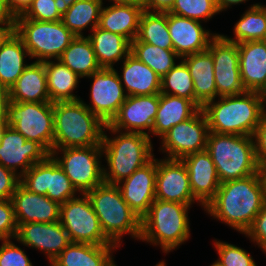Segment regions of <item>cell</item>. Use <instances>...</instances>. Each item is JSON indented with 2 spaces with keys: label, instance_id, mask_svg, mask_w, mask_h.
Masks as SVG:
<instances>
[{
  "label": "cell",
  "instance_id": "d4e9b609",
  "mask_svg": "<svg viewBox=\"0 0 266 266\" xmlns=\"http://www.w3.org/2000/svg\"><path fill=\"white\" fill-rule=\"evenodd\" d=\"M239 70L246 91L266 93V45L262 40L238 43Z\"/></svg>",
  "mask_w": 266,
  "mask_h": 266
},
{
  "label": "cell",
  "instance_id": "f1b7e54d",
  "mask_svg": "<svg viewBox=\"0 0 266 266\" xmlns=\"http://www.w3.org/2000/svg\"><path fill=\"white\" fill-rule=\"evenodd\" d=\"M199 110L200 108L187 98L159 93V107L152 135L161 138L173 126L193 117Z\"/></svg>",
  "mask_w": 266,
  "mask_h": 266
},
{
  "label": "cell",
  "instance_id": "7c38bea8",
  "mask_svg": "<svg viewBox=\"0 0 266 266\" xmlns=\"http://www.w3.org/2000/svg\"><path fill=\"white\" fill-rule=\"evenodd\" d=\"M20 183L30 192L46 195L60 205L78 194L68 176L51 155L31 166L21 176Z\"/></svg>",
  "mask_w": 266,
  "mask_h": 266
},
{
  "label": "cell",
  "instance_id": "f35d334b",
  "mask_svg": "<svg viewBox=\"0 0 266 266\" xmlns=\"http://www.w3.org/2000/svg\"><path fill=\"white\" fill-rule=\"evenodd\" d=\"M160 93L187 98L195 103L193 79L182 60L161 78Z\"/></svg>",
  "mask_w": 266,
  "mask_h": 266
},
{
  "label": "cell",
  "instance_id": "d590c367",
  "mask_svg": "<svg viewBox=\"0 0 266 266\" xmlns=\"http://www.w3.org/2000/svg\"><path fill=\"white\" fill-rule=\"evenodd\" d=\"M133 41H141L163 49H173L168 30V12L143 11L137 37Z\"/></svg>",
  "mask_w": 266,
  "mask_h": 266
},
{
  "label": "cell",
  "instance_id": "816d5d0a",
  "mask_svg": "<svg viewBox=\"0 0 266 266\" xmlns=\"http://www.w3.org/2000/svg\"><path fill=\"white\" fill-rule=\"evenodd\" d=\"M15 33V22L0 23V49L8 41V39Z\"/></svg>",
  "mask_w": 266,
  "mask_h": 266
},
{
  "label": "cell",
  "instance_id": "30bf717a",
  "mask_svg": "<svg viewBox=\"0 0 266 266\" xmlns=\"http://www.w3.org/2000/svg\"><path fill=\"white\" fill-rule=\"evenodd\" d=\"M7 126L27 140L39 143L49 154L53 150L54 114L52 102H12L8 106Z\"/></svg>",
  "mask_w": 266,
  "mask_h": 266
},
{
  "label": "cell",
  "instance_id": "91938a15",
  "mask_svg": "<svg viewBox=\"0 0 266 266\" xmlns=\"http://www.w3.org/2000/svg\"><path fill=\"white\" fill-rule=\"evenodd\" d=\"M117 1H134V2H139V3L142 2V0H117Z\"/></svg>",
  "mask_w": 266,
  "mask_h": 266
},
{
  "label": "cell",
  "instance_id": "ba28073f",
  "mask_svg": "<svg viewBox=\"0 0 266 266\" xmlns=\"http://www.w3.org/2000/svg\"><path fill=\"white\" fill-rule=\"evenodd\" d=\"M15 33L22 39L30 59L39 62L59 59L75 38L62 21L15 19Z\"/></svg>",
  "mask_w": 266,
  "mask_h": 266
},
{
  "label": "cell",
  "instance_id": "9f6ffc18",
  "mask_svg": "<svg viewBox=\"0 0 266 266\" xmlns=\"http://www.w3.org/2000/svg\"><path fill=\"white\" fill-rule=\"evenodd\" d=\"M6 126H7V121H0V140H1L2 132Z\"/></svg>",
  "mask_w": 266,
  "mask_h": 266
},
{
  "label": "cell",
  "instance_id": "680465c9",
  "mask_svg": "<svg viewBox=\"0 0 266 266\" xmlns=\"http://www.w3.org/2000/svg\"><path fill=\"white\" fill-rule=\"evenodd\" d=\"M116 262L114 261V259L109 263L108 266H118L115 264ZM163 264H165V261L162 260L161 262L157 263L155 266H162Z\"/></svg>",
  "mask_w": 266,
  "mask_h": 266
},
{
  "label": "cell",
  "instance_id": "ffe728a7",
  "mask_svg": "<svg viewBox=\"0 0 266 266\" xmlns=\"http://www.w3.org/2000/svg\"><path fill=\"white\" fill-rule=\"evenodd\" d=\"M156 171L157 159L153 157L117 184L125 202L141 219L155 200Z\"/></svg>",
  "mask_w": 266,
  "mask_h": 266
},
{
  "label": "cell",
  "instance_id": "d6a6232c",
  "mask_svg": "<svg viewBox=\"0 0 266 266\" xmlns=\"http://www.w3.org/2000/svg\"><path fill=\"white\" fill-rule=\"evenodd\" d=\"M27 56L30 58L22 39L14 33L0 49V84L10 89L29 65Z\"/></svg>",
  "mask_w": 266,
  "mask_h": 266
},
{
  "label": "cell",
  "instance_id": "484cf974",
  "mask_svg": "<svg viewBox=\"0 0 266 266\" xmlns=\"http://www.w3.org/2000/svg\"><path fill=\"white\" fill-rule=\"evenodd\" d=\"M193 79L195 104L201 109L206 103L217 99L214 62L207 49L181 59Z\"/></svg>",
  "mask_w": 266,
  "mask_h": 266
},
{
  "label": "cell",
  "instance_id": "1f68e13d",
  "mask_svg": "<svg viewBox=\"0 0 266 266\" xmlns=\"http://www.w3.org/2000/svg\"><path fill=\"white\" fill-rule=\"evenodd\" d=\"M56 61V62H55ZM46 70L47 91L50 102H65L81 100L74 94L80 82L79 77L59 59L43 61Z\"/></svg>",
  "mask_w": 266,
  "mask_h": 266
},
{
  "label": "cell",
  "instance_id": "f907efd6",
  "mask_svg": "<svg viewBox=\"0 0 266 266\" xmlns=\"http://www.w3.org/2000/svg\"><path fill=\"white\" fill-rule=\"evenodd\" d=\"M31 3L32 0H6L7 8L14 17L22 15Z\"/></svg>",
  "mask_w": 266,
  "mask_h": 266
},
{
  "label": "cell",
  "instance_id": "9a60e30c",
  "mask_svg": "<svg viewBox=\"0 0 266 266\" xmlns=\"http://www.w3.org/2000/svg\"><path fill=\"white\" fill-rule=\"evenodd\" d=\"M208 122L202 109L193 117L173 126L161 137L162 153L166 158L182 159L184 156L206 150Z\"/></svg>",
  "mask_w": 266,
  "mask_h": 266
},
{
  "label": "cell",
  "instance_id": "6f0895ef",
  "mask_svg": "<svg viewBox=\"0 0 266 266\" xmlns=\"http://www.w3.org/2000/svg\"><path fill=\"white\" fill-rule=\"evenodd\" d=\"M261 172L263 174V178H264L265 185H266V162L261 166Z\"/></svg>",
  "mask_w": 266,
  "mask_h": 266
},
{
  "label": "cell",
  "instance_id": "94428289",
  "mask_svg": "<svg viewBox=\"0 0 266 266\" xmlns=\"http://www.w3.org/2000/svg\"><path fill=\"white\" fill-rule=\"evenodd\" d=\"M262 41H263L264 44L266 45V36H265V38H264Z\"/></svg>",
  "mask_w": 266,
  "mask_h": 266
},
{
  "label": "cell",
  "instance_id": "f6af8a7d",
  "mask_svg": "<svg viewBox=\"0 0 266 266\" xmlns=\"http://www.w3.org/2000/svg\"><path fill=\"white\" fill-rule=\"evenodd\" d=\"M244 235L266 253V203Z\"/></svg>",
  "mask_w": 266,
  "mask_h": 266
},
{
  "label": "cell",
  "instance_id": "f546056e",
  "mask_svg": "<svg viewBox=\"0 0 266 266\" xmlns=\"http://www.w3.org/2000/svg\"><path fill=\"white\" fill-rule=\"evenodd\" d=\"M116 245L71 242L51 263L53 266H108Z\"/></svg>",
  "mask_w": 266,
  "mask_h": 266
},
{
  "label": "cell",
  "instance_id": "ee69618b",
  "mask_svg": "<svg viewBox=\"0 0 266 266\" xmlns=\"http://www.w3.org/2000/svg\"><path fill=\"white\" fill-rule=\"evenodd\" d=\"M17 226L11 199L0 200V240L15 239Z\"/></svg>",
  "mask_w": 266,
  "mask_h": 266
},
{
  "label": "cell",
  "instance_id": "bcb514c9",
  "mask_svg": "<svg viewBox=\"0 0 266 266\" xmlns=\"http://www.w3.org/2000/svg\"><path fill=\"white\" fill-rule=\"evenodd\" d=\"M20 181L19 175L0 164V200H10Z\"/></svg>",
  "mask_w": 266,
  "mask_h": 266
},
{
  "label": "cell",
  "instance_id": "d6986e66",
  "mask_svg": "<svg viewBox=\"0 0 266 266\" xmlns=\"http://www.w3.org/2000/svg\"><path fill=\"white\" fill-rule=\"evenodd\" d=\"M15 240L26 247L39 249L52 263L71 243L60 221L52 223H17Z\"/></svg>",
  "mask_w": 266,
  "mask_h": 266
},
{
  "label": "cell",
  "instance_id": "3957f363",
  "mask_svg": "<svg viewBox=\"0 0 266 266\" xmlns=\"http://www.w3.org/2000/svg\"><path fill=\"white\" fill-rule=\"evenodd\" d=\"M107 129L115 137H108ZM151 137L142 133L121 132L105 125L102 153L108 167L103 166L104 183L117 185L153 157Z\"/></svg>",
  "mask_w": 266,
  "mask_h": 266
},
{
  "label": "cell",
  "instance_id": "7bdbcfd3",
  "mask_svg": "<svg viewBox=\"0 0 266 266\" xmlns=\"http://www.w3.org/2000/svg\"><path fill=\"white\" fill-rule=\"evenodd\" d=\"M0 241V266H33L25 251L11 239Z\"/></svg>",
  "mask_w": 266,
  "mask_h": 266
},
{
  "label": "cell",
  "instance_id": "681fc988",
  "mask_svg": "<svg viewBox=\"0 0 266 266\" xmlns=\"http://www.w3.org/2000/svg\"><path fill=\"white\" fill-rule=\"evenodd\" d=\"M10 103L9 88L0 84V121L8 120V106Z\"/></svg>",
  "mask_w": 266,
  "mask_h": 266
},
{
  "label": "cell",
  "instance_id": "9c48e42d",
  "mask_svg": "<svg viewBox=\"0 0 266 266\" xmlns=\"http://www.w3.org/2000/svg\"><path fill=\"white\" fill-rule=\"evenodd\" d=\"M50 155L79 194H86L104 183L101 145L53 148Z\"/></svg>",
  "mask_w": 266,
  "mask_h": 266
},
{
  "label": "cell",
  "instance_id": "83f0119b",
  "mask_svg": "<svg viewBox=\"0 0 266 266\" xmlns=\"http://www.w3.org/2000/svg\"><path fill=\"white\" fill-rule=\"evenodd\" d=\"M9 91L12 102H50L44 63H30Z\"/></svg>",
  "mask_w": 266,
  "mask_h": 266
},
{
  "label": "cell",
  "instance_id": "52a82bcc",
  "mask_svg": "<svg viewBox=\"0 0 266 266\" xmlns=\"http://www.w3.org/2000/svg\"><path fill=\"white\" fill-rule=\"evenodd\" d=\"M206 151L214 162L220 183L242 179L261 171L253 136L209 131Z\"/></svg>",
  "mask_w": 266,
  "mask_h": 266
},
{
  "label": "cell",
  "instance_id": "e575fe53",
  "mask_svg": "<svg viewBox=\"0 0 266 266\" xmlns=\"http://www.w3.org/2000/svg\"><path fill=\"white\" fill-rule=\"evenodd\" d=\"M103 4V0H76L62 11L61 21L75 36H84L88 26L90 31L98 26Z\"/></svg>",
  "mask_w": 266,
  "mask_h": 266
},
{
  "label": "cell",
  "instance_id": "11a10c76",
  "mask_svg": "<svg viewBox=\"0 0 266 266\" xmlns=\"http://www.w3.org/2000/svg\"><path fill=\"white\" fill-rule=\"evenodd\" d=\"M61 10L69 8L76 0H58Z\"/></svg>",
  "mask_w": 266,
  "mask_h": 266
},
{
  "label": "cell",
  "instance_id": "ab89813d",
  "mask_svg": "<svg viewBox=\"0 0 266 266\" xmlns=\"http://www.w3.org/2000/svg\"><path fill=\"white\" fill-rule=\"evenodd\" d=\"M168 12L200 22H207L219 13L216 0H175Z\"/></svg>",
  "mask_w": 266,
  "mask_h": 266
},
{
  "label": "cell",
  "instance_id": "4dcf8cb0",
  "mask_svg": "<svg viewBox=\"0 0 266 266\" xmlns=\"http://www.w3.org/2000/svg\"><path fill=\"white\" fill-rule=\"evenodd\" d=\"M93 46L101 68H114V64L123 61L131 51V42L122 35L94 28L87 36Z\"/></svg>",
  "mask_w": 266,
  "mask_h": 266
},
{
  "label": "cell",
  "instance_id": "603a6c76",
  "mask_svg": "<svg viewBox=\"0 0 266 266\" xmlns=\"http://www.w3.org/2000/svg\"><path fill=\"white\" fill-rule=\"evenodd\" d=\"M17 223H52L60 220V204L46 195L35 194L21 183L11 198Z\"/></svg>",
  "mask_w": 266,
  "mask_h": 266
},
{
  "label": "cell",
  "instance_id": "277c9868",
  "mask_svg": "<svg viewBox=\"0 0 266 266\" xmlns=\"http://www.w3.org/2000/svg\"><path fill=\"white\" fill-rule=\"evenodd\" d=\"M190 207L183 203L155 199L141 219L140 240L160 246L166 254L179 248L190 237Z\"/></svg>",
  "mask_w": 266,
  "mask_h": 266
},
{
  "label": "cell",
  "instance_id": "7402d4cb",
  "mask_svg": "<svg viewBox=\"0 0 266 266\" xmlns=\"http://www.w3.org/2000/svg\"><path fill=\"white\" fill-rule=\"evenodd\" d=\"M187 167L193 197L204 208L216 195L220 180L210 154L204 150L181 159Z\"/></svg>",
  "mask_w": 266,
  "mask_h": 266
},
{
  "label": "cell",
  "instance_id": "5bb4252c",
  "mask_svg": "<svg viewBox=\"0 0 266 266\" xmlns=\"http://www.w3.org/2000/svg\"><path fill=\"white\" fill-rule=\"evenodd\" d=\"M90 89L91 104L84 105L104 124H109L126 100V93L115 68H101L92 73Z\"/></svg>",
  "mask_w": 266,
  "mask_h": 266
},
{
  "label": "cell",
  "instance_id": "cb8c5ba5",
  "mask_svg": "<svg viewBox=\"0 0 266 266\" xmlns=\"http://www.w3.org/2000/svg\"><path fill=\"white\" fill-rule=\"evenodd\" d=\"M108 1L113 3L102 6L98 27L122 35L132 42L138 34L143 6L134 1Z\"/></svg>",
  "mask_w": 266,
  "mask_h": 266
},
{
  "label": "cell",
  "instance_id": "ac0fdd59",
  "mask_svg": "<svg viewBox=\"0 0 266 266\" xmlns=\"http://www.w3.org/2000/svg\"><path fill=\"white\" fill-rule=\"evenodd\" d=\"M158 107L159 93L127 96L118 113L108 125L121 132L142 133L151 137L149 133L152 134Z\"/></svg>",
  "mask_w": 266,
  "mask_h": 266
},
{
  "label": "cell",
  "instance_id": "4316f807",
  "mask_svg": "<svg viewBox=\"0 0 266 266\" xmlns=\"http://www.w3.org/2000/svg\"><path fill=\"white\" fill-rule=\"evenodd\" d=\"M120 81L127 96L160 93L161 77L131 53L122 61Z\"/></svg>",
  "mask_w": 266,
  "mask_h": 266
},
{
  "label": "cell",
  "instance_id": "db71d44e",
  "mask_svg": "<svg viewBox=\"0 0 266 266\" xmlns=\"http://www.w3.org/2000/svg\"><path fill=\"white\" fill-rule=\"evenodd\" d=\"M248 0H216L217 9L220 12L227 10V8H231L232 5H239L241 3H246Z\"/></svg>",
  "mask_w": 266,
  "mask_h": 266
},
{
  "label": "cell",
  "instance_id": "c3c4849f",
  "mask_svg": "<svg viewBox=\"0 0 266 266\" xmlns=\"http://www.w3.org/2000/svg\"><path fill=\"white\" fill-rule=\"evenodd\" d=\"M175 0H142L140 3L145 11L168 12Z\"/></svg>",
  "mask_w": 266,
  "mask_h": 266
},
{
  "label": "cell",
  "instance_id": "8d00e7d4",
  "mask_svg": "<svg viewBox=\"0 0 266 266\" xmlns=\"http://www.w3.org/2000/svg\"><path fill=\"white\" fill-rule=\"evenodd\" d=\"M235 38H229L222 34L227 40L235 43L263 40L266 36V10L262 4H252L234 26Z\"/></svg>",
  "mask_w": 266,
  "mask_h": 266
},
{
  "label": "cell",
  "instance_id": "836d02e7",
  "mask_svg": "<svg viewBox=\"0 0 266 266\" xmlns=\"http://www.w3.org/2000/svg\"><path fill=\"white\" fill-rule=\"evenodd\" d=\"M59 60L81 78L101 69L87 36H75Z\"/></svg>",
  "mask_w": 266,
  "mask_h": 266
},
{
  "label": "cell",
  "instance_id": "7dc6e473",
  "mask_svg": "<svg viewBox=\"0 0 266 266\" xmlns=\"http://www.w3.org/2000/svg\"><path fill=\"white\" fill-rule=\"evenodd\" d=\"M256 157L262 166L266 162V112L253 134Z\"/></svg>",
  "mask_w": 266,
  "mask_h": 266
},
{
  "label": "cell",
  "instance_id": "f5cc1de1",
  "mask_svg": "<svg viewBox=\"0 0 266 266\" xmlns=\"http://www.w3.org/2000/svg\"><path fill=\"white\" fill-rule=\"evenodd\" d=\"M2 22H15V17L7 8L6 0H0V23Z\"/></svg>",
  "mask_w": 266,
  "mask_h": 266
},
{
  "label": "cell",
  "instance_id": "4fadbf2b",
  "mask_svg": "<svg viewBox=\"0 0 266 266\" xmlns=\"http://www.w3.org/2000/svg\"><path fill=\"white\" fill-rule=\"evenodd\" d=\"M208 50L214 62L217 97L246 92L239 70L238 44L217 33L210 40Z\"/></svg>",
  "mask_w": 266,
  "mask_h": 266
},
{
  "label": "cell",
  "instance_id": "2e32d148",
  "mask_svg": "<svg viewBox=\"0 0 266 266\" xmlns=\"http://www.w3.org/2000/svg\"><path fill=\"white\" fill-rule=\"evenodd\" d=\"M49 155L39 143L27 140L12 127L6 126L3 130L0 140V164L20 177L31 166L44 161Z\"/></svg>",
  "mask_w": 266,
  "mask_h": 266
},
{
  "label": "cell",
  "instance_id": "8fae6325",
  "mask_svg": "<svg viewBox=\"0 0 266 266\" xmlns=\"http://www.w3.org/2000/svg\"><path fill=\"white\" fill-rule=\"evenodd\" d=\"M60 205V223L71 242L92 245H115L104 235L100 221L86 194Z\"/></svg>",
  "mask_w": 266,
  "mask_h": 266
},
{
  "label": "cell",
  "instance_id": "44dd1931",
  "mask_svg": "<svg viewBox=\"0 0 266 266\" xmlns=\"http://www.w3.org/2000/svg\"><path fill=\"white\" fill-rule=\"evenodd\" d=\"M201 23L168 12V30L173 50L180 59L207 50L210 40L217 34L203 28Z\"/></svg>",
  "mask_w": 266,
  "mask_h": 266
},
{
  "label": "cell",
  "instance_id": "6da1fadb",
  "mask_svg": "<svg viewBox=\"0 0 266 266\" xmlns=\"http://www.w3.org/2000/svg\"><path fill=\"white\" fill-rule=\"evenodd\" d=\"M266 203L262 172L220 183L215 197L204 207L210 216L245 234Z\"/></svg>",
  "mask_w": 266,
  "mask_h": 266
},
{
  "label": "cell",
  "instance_id": "e0dca14e",
  "mask_svg": "<svg viewBox=\"0 0 266 266\" xmlns=\"http://www.w3.org/2000/svg\"><path fill=\"white\" fill-rule=\"evenodd\" d=\"M155 199L186 205L197 202L191 191L187 167L181 159H157Z\"/></svg>",
  "mask_w": 266,
  "mask_h": 266
},
{
  "label": "cell",
  "instance_id": "b9f144b4",
  "mask_svg": "<svg viewBox=\"0 0 266 266\" xmlns=\"http://www.w3.org/2000/svg\"><path fill=\"white\" fill-rule=\"evenodd\" d=\"M15 19L61 21L62 10L58 0H32L28 9Z\"/></svg>",
  "mask_w": 266,
  "mask_h": 266
},
{
  "label": "cell",
  "instance_id": "7a4b0ae2",
  "mask_svg": "<svg viewBox=\"0 0 266 266\" xmlns=\"http://www.w3.org/2000/svg\"><path fill=\"white\" fill-rule=\"evenodd\" d=\"M265 94L246 91L238 95L218 97L201 109L210 132L253 136L266 112Z\"/></svg>",
  "mask_w": 266,
  "mask_h": 266
},
{
  "label": "cell",
  "instance_id": "8992f818",
  "mask_svg": "<svg viewBox=\"0 0 266 266\" xmlns=\"http://www.w3.org/2000/svg\"><path fill=\"white\" fill-rule=\"evenodd\" d=\"M105 237L118 248L123 235L140 240L141 218L123 199L117 185L103 183L87 192Z\"/></svg>",
  "mask_w": 266,
  "mask_h": 266
},
{
  "label": "cell",
  "instance_id": "74e56055",
  "mask_svg": "<svg viewBox=\"0 0 266 266\" xmlns=\"http://www.w3.org/2000/svg\"><path fill=\"white\" fill-rule=\"evenodd\" d=\"M130 53L161 78L176 65V59H180L173 49H163L141 41L131 42Z\"/></svg>",
  "mask_w": 266,
  "mask_h": 266
},
{
  "label": "cell",
  "instance_id": "5b68a950",
  "mask_svg": "<svg viewBox=\"0 0 266 266\" xmlns=\"http://www.w3.org/2000/svg\"><path fill=\"white\" fill-rule=\"evenodd\" d=\"M53 148L101 145L105 125L85 105L84 101L53 103Z\"/></svg>",
  "mask_w": 266,
  "mask_h": 266
},
{
  "label": "cell",
  "instance_id": "60d3db41",
  "mask_svg": "<svg viewBox=\"0 0 266 266\" xmlns=\"http://www.w3.org/2000/svg\"><path fill=\"white\" fill-rule=\"evenodd\" d=\"M214 246L219 256L214 262L217 266H257L250 253L241 247L216 239Z\"/></svg>",
  "mask_w": 266,
  "mask_h": 266
}]
</instances>
